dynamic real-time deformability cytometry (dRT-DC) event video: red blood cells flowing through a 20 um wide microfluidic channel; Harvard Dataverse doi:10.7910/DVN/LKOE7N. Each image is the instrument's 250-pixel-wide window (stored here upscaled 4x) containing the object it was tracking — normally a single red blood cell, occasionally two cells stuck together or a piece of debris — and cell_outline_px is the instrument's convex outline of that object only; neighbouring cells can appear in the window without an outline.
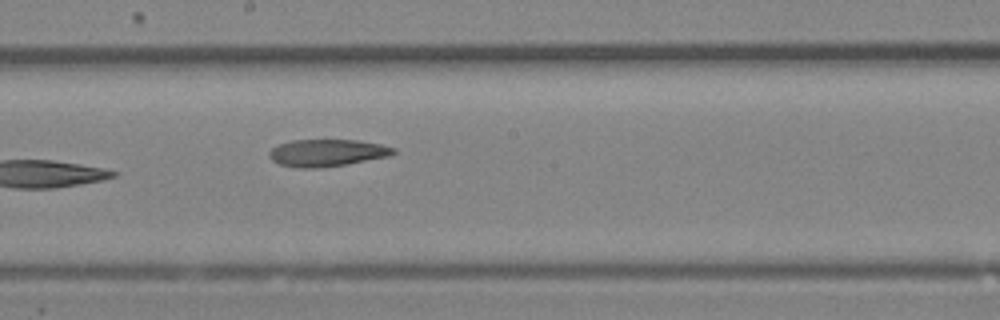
{"species": "Egyptian fruit bat (a non-hibernating species)", "species_latin": "Rousettus aegyptiacus", "temperature_condition": "room temperature", "stored_images_in_passage": 12, "camera_frame_rate_fps": 3000, "um_per_image_px": 0.085, "animal": {"sex": "female"}, "frame": {"image": 1, "passage_image": 12, "time_ms": 3.667, "image_size_px": [1000, 320], "cell_outline_px": [[396, 152], [392, 156], [344, 164], [316, 168], [296, 168], [280, 164], [272, 160], [268, 156], [268, 152], [272, 148], [280, 144], [292, 140], [356, 140], [380, 144], [396, 148]], "centroid_in_image_um": [27.8, 12.99], "position_along_channel_um": 220.4, "area_um2": 19.59}}